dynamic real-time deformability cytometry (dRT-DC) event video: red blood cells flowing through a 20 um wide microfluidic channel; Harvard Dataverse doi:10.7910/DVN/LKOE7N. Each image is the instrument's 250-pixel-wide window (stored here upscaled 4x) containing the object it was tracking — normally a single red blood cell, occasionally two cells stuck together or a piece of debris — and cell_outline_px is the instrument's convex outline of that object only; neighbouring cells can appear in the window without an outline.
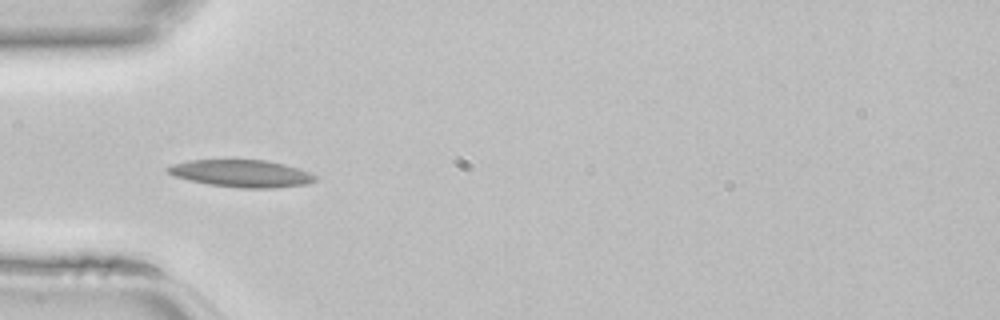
{"species": "common noctule bat (a hibernating species)", "species_latin": "Nyctalus noctula", "temperature_condition": "room temperature", "stored_images_in_passage": 18, "camera_frame_rate_fps": 3000, "um_per_image_px": 0.085, "animal": {"sex": "female", "body_mass_g": 22.7, "forearm_length_mm": 54.2}, "frame": {"image": 1, "passage_image": 3, "time_ms": 0.667, "image_size_px": [1000, 320], "cell_outline_px": [[316, 180], [304, 184], [276, 188], [240, 188], [208, 184], [176, 176], [164, 172], [164, 168], [172, 164], [188, 160], [268, 160], [284, 164], [308, 172], [316, 176]], "centroid_in_image_um": [20.48, 14.74], "position_along_channel_um": 64.5, "area_um2": 23.29}}